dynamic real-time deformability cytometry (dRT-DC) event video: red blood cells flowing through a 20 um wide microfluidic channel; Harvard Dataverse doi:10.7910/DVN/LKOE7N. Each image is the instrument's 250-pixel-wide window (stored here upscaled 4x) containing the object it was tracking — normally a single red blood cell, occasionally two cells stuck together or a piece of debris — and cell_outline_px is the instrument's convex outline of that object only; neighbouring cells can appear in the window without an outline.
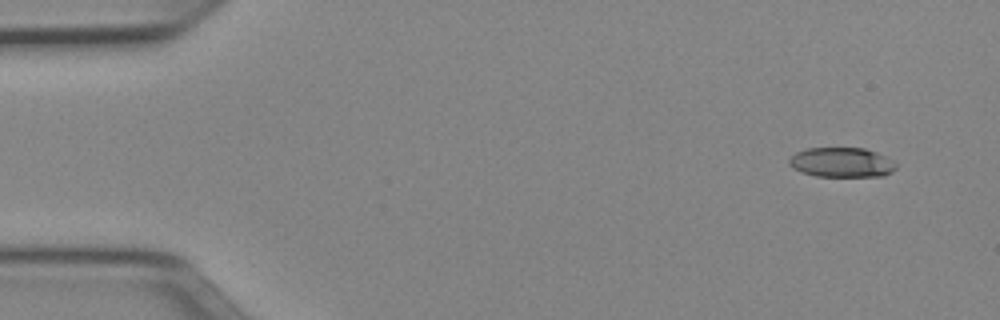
{"species": "Egyptian fruit bat (a non-hibernating species)", "species_latin": "Rousettus aegyptiacus", "temperature_condition": "cold", "stored_images_in_passage": 48, "camera_frame_rate_fps": 3000, "um_per_image_px": 0.085, "animal": {"sex": "female"}, "frame": {"image": 1, "passage_image": 1, "time_ms": 0.0, "image_size_px": [1000, 320], "cell_outline_px": [[896, 168], [892, 172], [884, 176], [816, 176], [800, 172], [792, 168], [788, 164], [788, 160], [796, 152], [808, 148], [864, 148], [876, 152], [892, 160], [896, 164]], "centroid_in_image_um": [71.52, 13.81], "position_along_channel_um": 13.5, "area_um2": 18.55}}
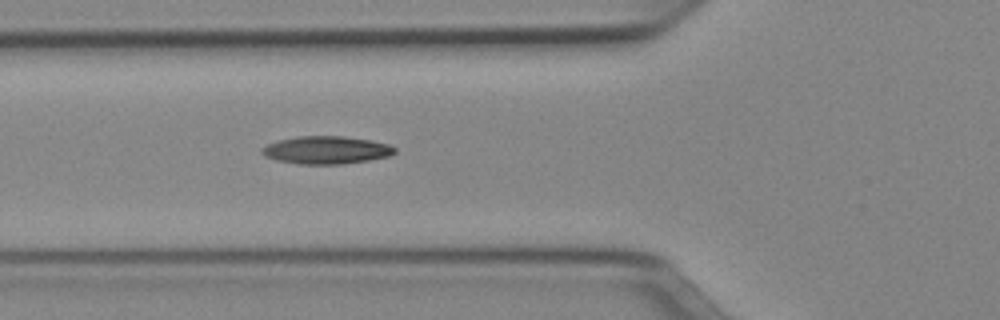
{"frame": {"image": 2, "passage_image": 16, "time_ms": 5.0, "image_size_px": [1000, 320], "cell_outline_px": [[396, 152], [388, 156], [368, 160], [340, 164], [296, 164], [276, 160], [264, 156], [260, 152], [260, 148], [276, 140], [296, 136], [344, 136], [372, 140], [388, 144], [396, 148]], "centroid_in_image_um": [27.69, 12.75], "position_along_channel_um": 98.1, "area_um2": 21.68}}
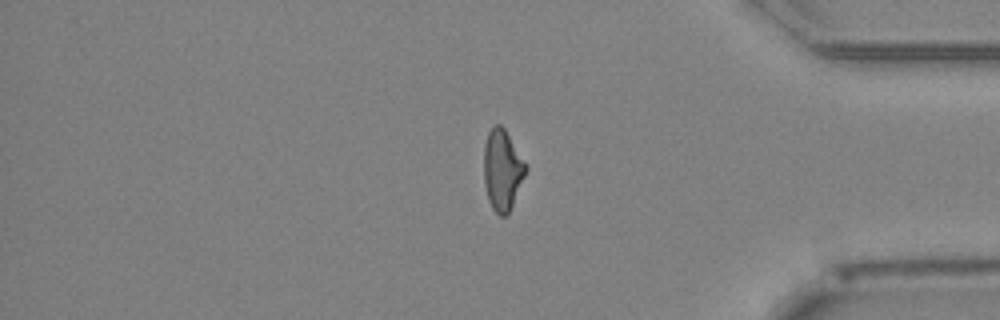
{"frame": {"image": 3, "passage_image": 40, "time_ms": 13.0, "image_size_px": [1000, 320], "cell_outline_px": [[528, 168], [508, 216], [500, 216], [492, 208], [488, 200], [484, 184], [484, 144], [488, 132], [492, 124], [500, 124], [504, 128], [528, 164]], "centroid_in_image_um": [42.71, 14.43], "position_along_channel_um": 392.5, "area_um2": 20.11}, "authors_computed_cell_mechanics": {"area_um2": 19.9699, "velocity_mm_per_s": 3.9667, "shape_relaxation_time_tau1_ms": null, "shape_relaxation_time_tau2_ms": 3.5151, "deformation_change_tau1": null, "deformation_change_tau2": 0.1139}}